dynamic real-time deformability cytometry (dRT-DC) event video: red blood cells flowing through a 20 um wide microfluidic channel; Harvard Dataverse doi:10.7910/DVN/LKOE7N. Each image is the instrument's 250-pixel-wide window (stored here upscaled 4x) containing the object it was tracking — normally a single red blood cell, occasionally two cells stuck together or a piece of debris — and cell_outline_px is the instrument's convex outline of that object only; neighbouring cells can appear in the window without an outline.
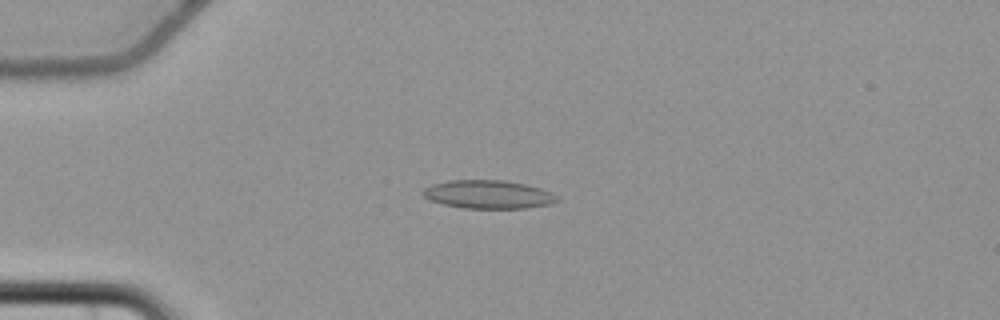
{"species": "common noctule bat (a hibernating species)", "species_latin": "Nyctalus noctula", "temperature_condition": "cold", "stored_images_in_passage": 5, "camera_frame_rate_fps": 3000, "um_per_image_px": 0.085, "animal": {"sex": "female", "body_mass_g": 22.7, "forearm_length_mm": 54.2}, "frame": {"image": 1, "passage_image": 5, "time_ms": 5.0, "image_size_px": [1000, 320], "cell_outline_px": [[560, 200], [548, 204], [528, 208], [460, 208], [444, 204], [432, 200], [424, 196], [420, 192], [424, 188], [432, 184], [448, 180], [504, 180], [524, 184], [540, 188], [552, 192]], "centroid_in_image_um": [41.49, 16.52], "position_along_channel_um": 43.5, "area_um2": 22.14}}